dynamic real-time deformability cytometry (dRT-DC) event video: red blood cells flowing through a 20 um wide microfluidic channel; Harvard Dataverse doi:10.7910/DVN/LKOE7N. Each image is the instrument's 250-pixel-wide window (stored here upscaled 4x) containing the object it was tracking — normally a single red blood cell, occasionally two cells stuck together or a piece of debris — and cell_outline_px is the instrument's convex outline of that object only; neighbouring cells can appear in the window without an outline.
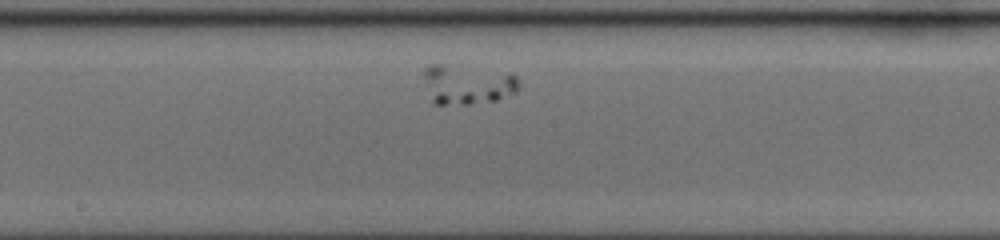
{"species": "human", "species_latin": "Homo sapiens", "temperature_condition": "cold", "stored_images_in_passage": 34, "camera_frame_rate_fps": 3000, "um_per_image_px": 0.085, "donor": {"sex": "female"}, "frame": {"image": 1, "passage_image": 15, "time_ms": 4.667, "image_size_px": [1000, 240], "cell_outline_px": [[520, 88], [496, 100], [468, 104], [432, 104], [424, 76], [424, 68], [428, 64], [444, 64], [512, 72], [516, 76], [520, 84]], "centroid_in_image_um": [39.73, 7.15], "position_along_channel_um": 208.5, "area_um2": 22.02}}
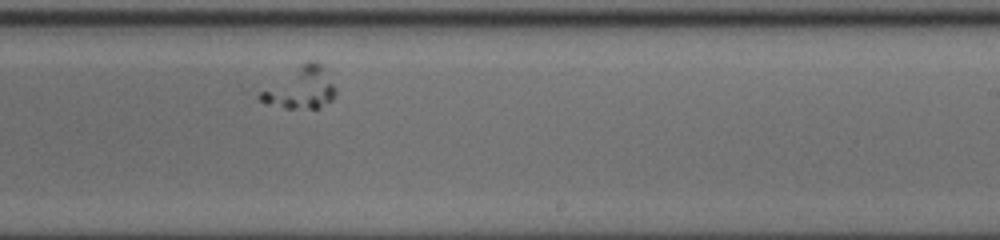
{"frame": {"image": 2, "passage_image": 20, "time_ms": 6.333, "image_size_px": [1000, 240], "cell_outline_px": [[336, 92], [332, 100], [316, 108], [284, 108], [264, 104], [256, 96], [260, 92], [300, 64], [308, 60], [316, 60], [324, 64], [336, 88]], "centroid_in_image_um": [25.58, 7.46], "position_along_channel_um": 263.4, "area_um2": 18.38}}